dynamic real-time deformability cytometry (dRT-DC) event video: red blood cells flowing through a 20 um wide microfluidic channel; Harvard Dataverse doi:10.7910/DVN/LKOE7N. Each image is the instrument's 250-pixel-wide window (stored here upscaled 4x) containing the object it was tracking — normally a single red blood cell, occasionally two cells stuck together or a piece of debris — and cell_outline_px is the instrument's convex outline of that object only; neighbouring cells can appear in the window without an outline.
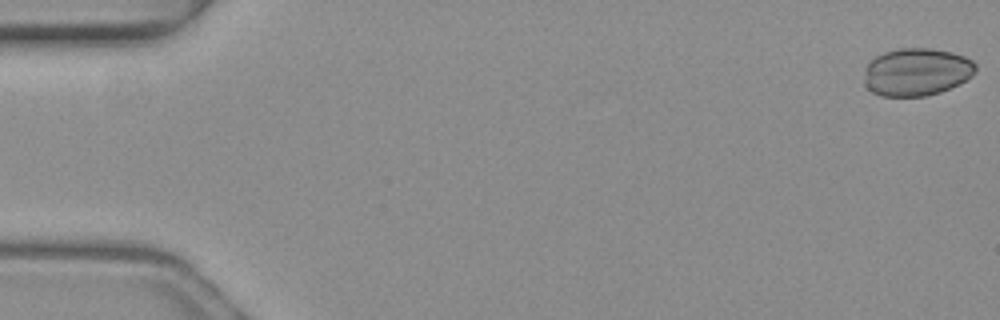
{"species": "common noctule bat (a hibernating species)", "species_latin": "Nyctalus noctula", "temperature_condition": "warm", "stored_images_in_passage": 6, "camera_frame_rate_fps": 3000, "um_per_image_px": 0.085, "animal": {"sex": "female", "body_mass_g": 19.3, "forearm_length_mm": 54.1}, "frame": {"image": 1, "passage_image": 1, "time_ms": 0.0, "image_size_px": [1000, 320], "cell_outline_px": [[976, 72], [972, 76], [940, 92], [924, 96], [880, 96], [872, 92], [864, 84], [864, 80], [868, 64], [876, 56], [884, 52], [900, 48], [928, 48], [952, 52], [964, 56], [972, 60], [976, 64]], "centroid_in_image_um": [77.91, 6.11], "position_along_channel_um": 7.1, "area_um2": 30.81}}